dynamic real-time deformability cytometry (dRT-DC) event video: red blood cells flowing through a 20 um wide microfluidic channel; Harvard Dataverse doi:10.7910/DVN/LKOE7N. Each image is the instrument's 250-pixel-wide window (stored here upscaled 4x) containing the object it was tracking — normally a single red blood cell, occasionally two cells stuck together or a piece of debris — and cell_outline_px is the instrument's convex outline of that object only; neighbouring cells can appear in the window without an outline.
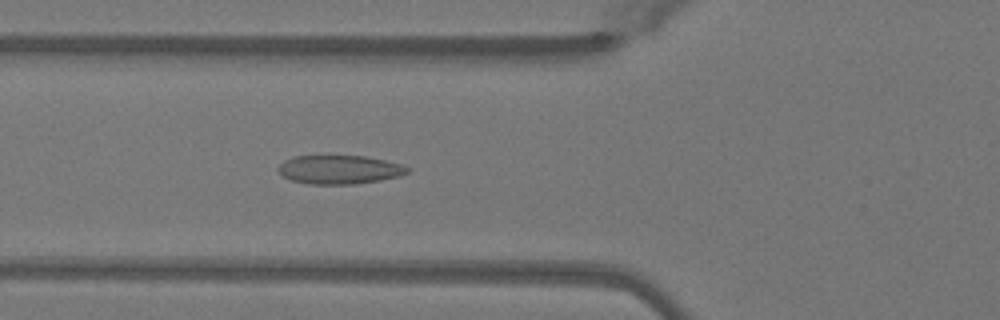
{"species": "Egyptian fruit bat (a non-hibernating species)", "species_latin": "Rousettus aegyptiacus", "temperature_condition": "warm", "stored_images_in_passage": 47, "camera_frame_rate_fps": 3000, "um_per_image_px": 0.085, "animal": {"sex": "female"}, "frame": {"image": 1, "passage_image": 16, "time_ms": 5.0, "image_size_px": [1000, 320], "cell_outline_px": [[412, 168], [408, 172], [400, 176], [380, 180], [356, 184], [308, 184], [292, 180], [284, 176], [276, 168], [284, 160], [292, 156], [328, 152], [368, 156], [400, 164]], "centroid_in_image_um": [28.82, 14.35], "position_along_channel_um": 97.0, "area_um2": 22.77}}
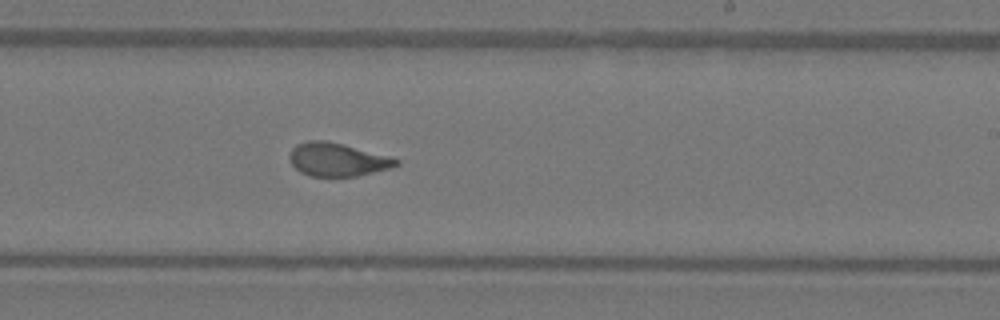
{"frame": {"image": 2, "passage_image": 28, "time_ms": 9.0, "image_size_px": [1000, 320], "cell_outline_px": [[400, 164], [392, 168], [356, 176], [312, 176], [300, 172], [292, 164], [288, 156], [292, 148], [296, 144], [308, 140], [324, 140], [392, 156], [400, 160]], "centroid_in_image_um": [28.7, 13.56], "position_along_channel_um": 260.3, "area_um2": 20.75}}
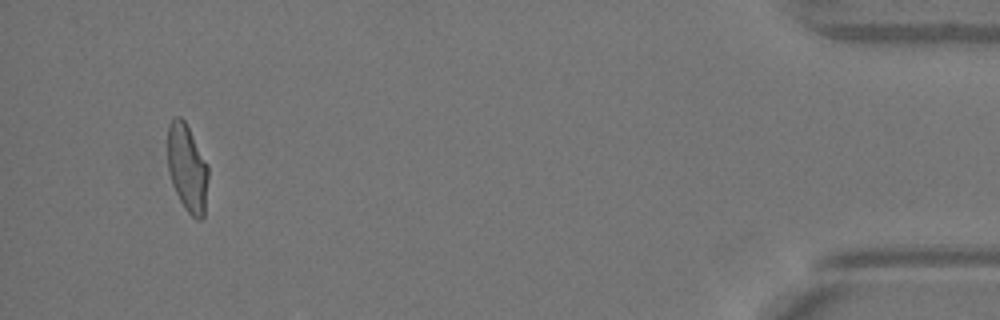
{"frame": {"image": 3, "passage_image": 45, "time_ms": 14.667, "image_size_px": [1000, 320], "cell_outline_px": [[208, 176], [204, 216], [200, 220], [196, 220], [184, 208], [172, 184], [168, 172], [168, 124], [176, 116], [180, 116], [184, 120], [208, 164]], "centroid_in_image_um": [15.91, 14.3], "position_along_channel_um": 419.3, "area_um2": 20.69}, "authors_computed_cell_mechanics": {"area_um2": 21.3282, "velocity_mm_per_s": 4.0715, "shape_relaxation_time_tau1_ms": 6.8385, "shape_relaxation_time_tau2_ms": 0.8733, "deformation_change_tau1": 0.1971, "deformation_change_tau2": 0.0661}}